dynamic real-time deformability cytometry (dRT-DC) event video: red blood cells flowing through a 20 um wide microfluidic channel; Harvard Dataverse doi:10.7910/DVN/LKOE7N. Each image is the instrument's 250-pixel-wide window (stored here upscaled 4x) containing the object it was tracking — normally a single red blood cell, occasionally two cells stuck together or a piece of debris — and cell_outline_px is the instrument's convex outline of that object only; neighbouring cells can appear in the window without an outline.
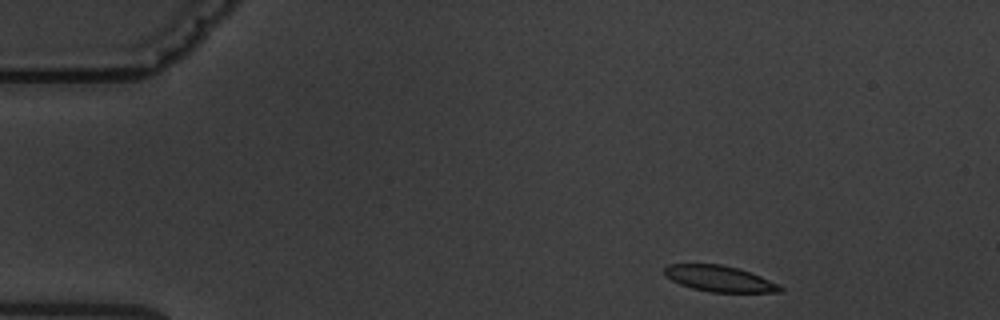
{"species": "common noctule bat (a hibernating species)", "species_latin": "Nyctalus noctula", "temperature_condition": "warm", "stored_images_in_passage": 4, "segment_of_instrument_passage": [1, 2], "camera_frame_rate_fps": 3000, "um_per_image_px": 0.085, "animal": {"sex": "male", "body_mass_g": 19.5, "forearm_length_mm": 54.6}, "frame": {"image": 1, "passage_image": 1, "time_ms": 0.0, "image_size_px": [1000, 320], "cell_outline_px": [[784, 288], [780, 292], [712, 292], [692, 288], [680, 284], [664, 276], [664, 268], [668, 264], [720, 264], [740, 268], [780, 284]], "centroid_in_image_um": [61.16, 23.68], "position_along_channel_um": 23.8, "area_um2": 17.57}}